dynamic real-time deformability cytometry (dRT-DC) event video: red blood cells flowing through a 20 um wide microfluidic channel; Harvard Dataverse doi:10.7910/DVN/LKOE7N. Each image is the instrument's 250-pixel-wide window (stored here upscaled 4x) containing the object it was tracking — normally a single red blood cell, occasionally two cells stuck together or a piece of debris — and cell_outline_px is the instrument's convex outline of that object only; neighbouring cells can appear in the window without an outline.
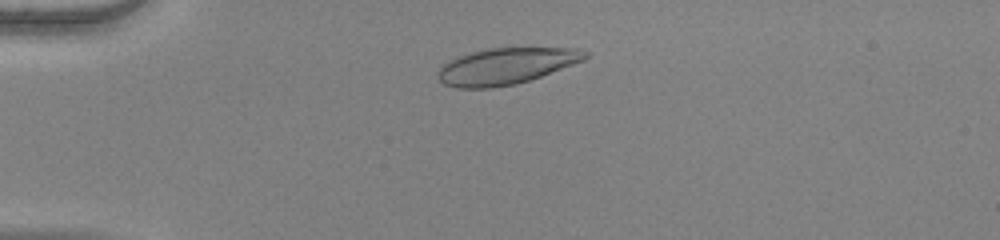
{"species": "human", "species_latin": "Homo sapiens", "temperature_condition": "warm", "stored_images_in_passage": 46, "camera_frame_rate_fps": 3000, "um_per_image_px": 0.085, "donor": {"sex": "female"}, "frame": {"image": 1, "passage_image": 7, "time_ms": 2.0, "image_size_px": [1000, 240], "cell_outline_px": [[588, 56], [584, 60], [540, 76], [516, 84], [492, 88], [456, 88], [444, 84], [436, 76], [440, 68], [444, 64], [460, 56], [472, 52], [488, 48], [580, 48], [588, 52]], "centroid_in_image_um": [43.01, 5.62], "position_along_channel_um": 42.0, "area_um2": 30.87}}
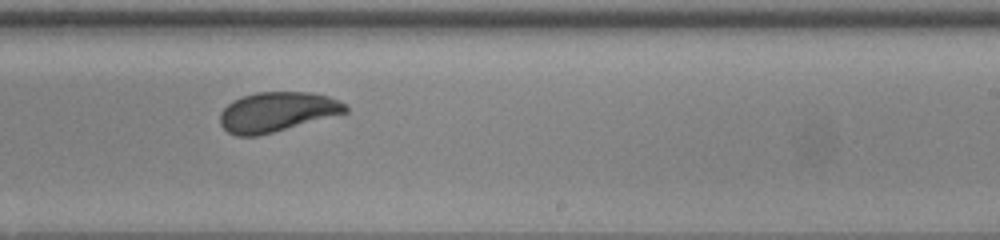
{"frame": {"image": 2, "passage_image": 27, "time_ms": 8.667, "image_size_px": [1000, 240], "cell_outline_px": [[348, 112], [272, 132], [256, 136], [236, 136], [228, 132], [220, 124], [220, 112], [232, 100], [240, 96], [256, 92], [312, 92], [328, 96], [340, 100], [348, 108]], "centroid_in_image_um": [23.52, 9.49], "position_along_channel_um": 265.5, "area_um2": 28.96}}
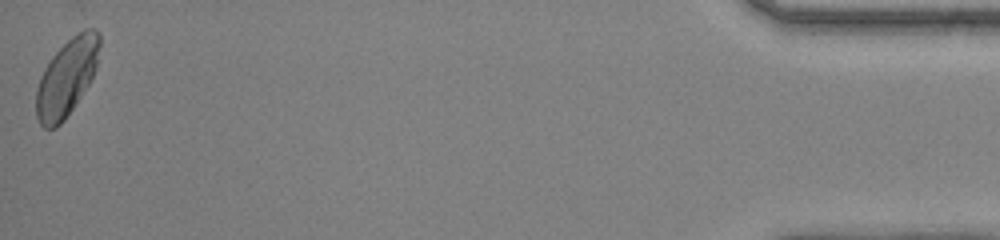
{"frame": {"image": 3, "passage_image": 46, "time_ms": 15.0, "image_size_px": [1000, 240], "cell_outline_px": [[100, 44], [96, 64], [92, 76], [88, 84], [64, 120], [56, 128], [44, 128], [40, 124], [36, 116], [36, 88], [40, 76], [44, 68], [52, 56], [76, 32], [84, 28], [96, 28], [100, 36]], "centroid_in_image_um": [5.65, 6.57], "position_along_channel_um": 429.5, "area_um2": 28.21}, "authors_computed_cell_mechanics": {"area_um2": 29.9693, "velocity_mm_per_s": 3.9387, "shape_relaxation_time_tau1_ms": 4.3659, "shape_relaxation_time_tau2_ms": null, "deformation_change_tau1": 0.1291, "deformation_change_tau2": null}}